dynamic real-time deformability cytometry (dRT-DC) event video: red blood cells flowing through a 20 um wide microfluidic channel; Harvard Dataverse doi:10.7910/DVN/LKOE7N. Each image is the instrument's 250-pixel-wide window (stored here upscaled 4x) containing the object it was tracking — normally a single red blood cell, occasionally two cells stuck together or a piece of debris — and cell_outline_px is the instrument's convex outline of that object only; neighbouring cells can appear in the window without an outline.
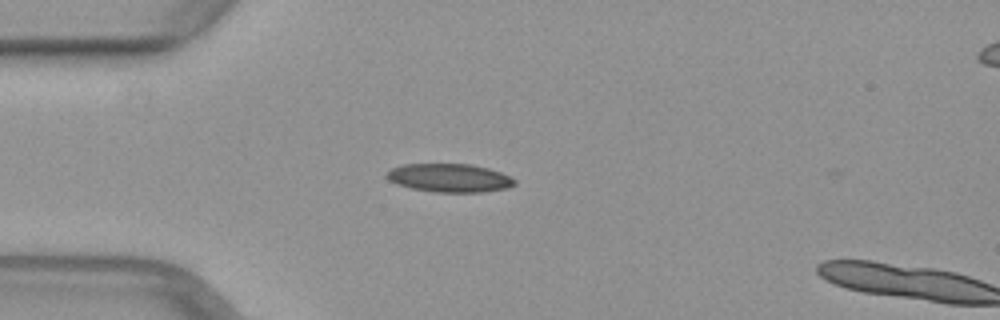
{"species": "common noctule bat (a hibernating species)", "species_latin": "Nyctalus noctula", "temperature_condition": "warm", "stored_images_in_passage": 3, "camera_frame_rate_fps": 3000, "um_per_image_px": 0.085, "animal": {"sex": "female", "body_mass_g": 29.2, "forearm_length_mm": 56.3}, "frame": {"image": 1, "passage_image": 1, "time_ms": 0.0, "image_size_px": [1000, 320], "cell_outline_px": [[516, 184], [508, 188], [484, 192], [432, 192], [412, 188], [396, 184], [388, 180], [384, 176], [392, 168], [404, 164], [468, 164], [488, 168], [500, 172], [516, 180]], "centroid_in_image_um": [38.2, 15.13], "position_along_channel_um": 46.8, "area_um2": 21.21}}